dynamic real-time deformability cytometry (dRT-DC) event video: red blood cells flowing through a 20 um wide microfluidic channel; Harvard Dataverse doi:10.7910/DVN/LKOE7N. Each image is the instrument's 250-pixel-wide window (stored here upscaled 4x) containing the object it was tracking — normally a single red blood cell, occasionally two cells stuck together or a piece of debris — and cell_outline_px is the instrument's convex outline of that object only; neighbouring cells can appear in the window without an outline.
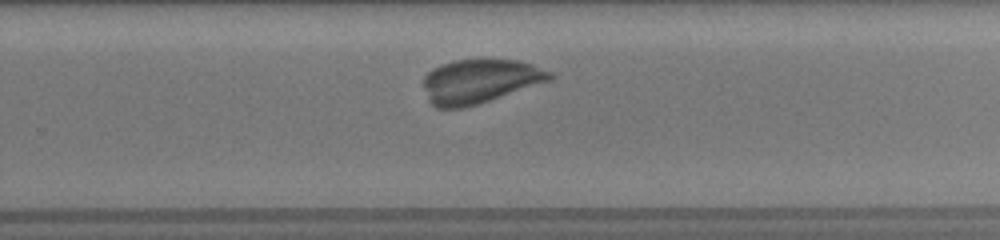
{"species": "common noctule bat (a hibernating species)", "species_latin": "Nyctalus noctula", "temperature_condition": "room temperature", "stored_images_in_passage": 33, "camera_frame_rate_fps": 3000, "um_per_image_px": 0.085, "animal": {"sex": "female", "body_mass_g": 19.5, "forearm_length_mm": 54.1}, "frame": {"image": 1, "passage_image": 32, "time_ms": 6.333, "image_size_px": [1000, 240], "cell_outline_px": [[556, 76], [552, 80], [464, 108], [436, 108], [428, 100], [424, 88], [424, 76], [432, 68], [440, 64], [452, 60], [516, 60], [532, 64], [552, 72]], "centroid_in_image_um": [40.78, 6.9], "position_along_channel_um": 289.0, "area_um2": 32.37}}